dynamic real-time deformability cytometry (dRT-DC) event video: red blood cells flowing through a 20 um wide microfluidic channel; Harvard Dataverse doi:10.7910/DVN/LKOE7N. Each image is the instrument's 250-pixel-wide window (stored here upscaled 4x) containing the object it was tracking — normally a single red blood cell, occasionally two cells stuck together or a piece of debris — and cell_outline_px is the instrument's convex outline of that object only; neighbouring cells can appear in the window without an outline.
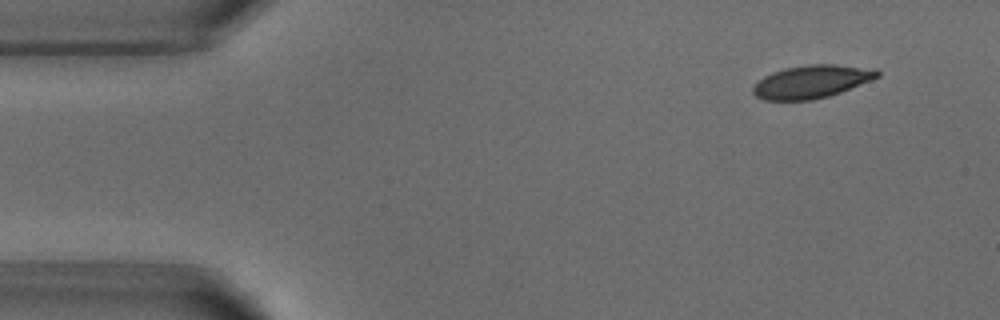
{"species": "common noctule bat (a hibernating species)", "species_latin": "Nyctalus noctula", "temperature_condition": "warm", "stored_images_in_passage": 5, "segment_of_instrument_passage": [1, 2], "camera_frame_rate_fps": 3000, "um_per_image_px": 0.085, "animal": {"sex": "male", "body_mass_g": 18.8}, "frame": {"image": 1, "passage_image": 1, "time_ms": 0.0, "image_size_px": [1000, 320], "cell_outline_px": [[880, 76], [872, 80], [840, 92], [828, 96], [812, 100], [764, 100], [756, 96], [752, 92], [752, 88], [764, 76], [772, 72], [784, 68], [808, 64], [836, 64], [876, 68], [880, 72]], "centroid_in_image_um": [69.02, 6.93], "position_along_channel_um": 16.0, "area_um2": 23.99}}
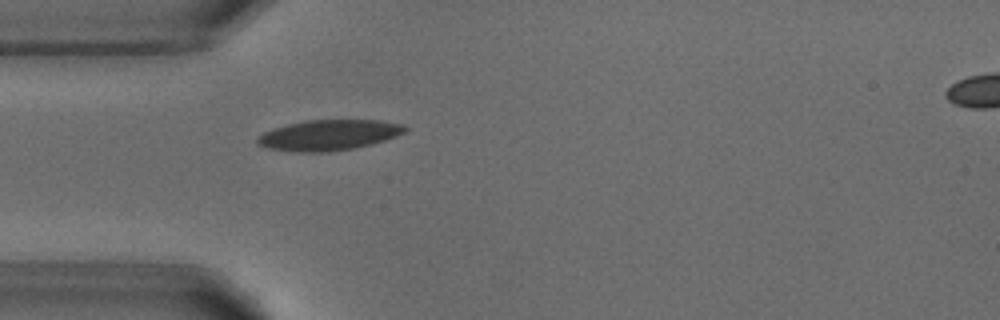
{"frame": {"image": 2, "passage_image": 4, "time_ms": 3.333, "image_size_px": [1000, 320], "cell_outline_px": [[408, 128], [404, 132], [396, 136], [372, 144], [352, 148], [328, 152], [296, 152], [268, 148], [256, 144], [256, 140], [264, 132], [288, 124], [308, 120], [380, 120], [404, 124]], "centroid_in_image_um": [27.97, 11.48], "position_along_channel_um": 57.0, "area_um2": 26.13}}